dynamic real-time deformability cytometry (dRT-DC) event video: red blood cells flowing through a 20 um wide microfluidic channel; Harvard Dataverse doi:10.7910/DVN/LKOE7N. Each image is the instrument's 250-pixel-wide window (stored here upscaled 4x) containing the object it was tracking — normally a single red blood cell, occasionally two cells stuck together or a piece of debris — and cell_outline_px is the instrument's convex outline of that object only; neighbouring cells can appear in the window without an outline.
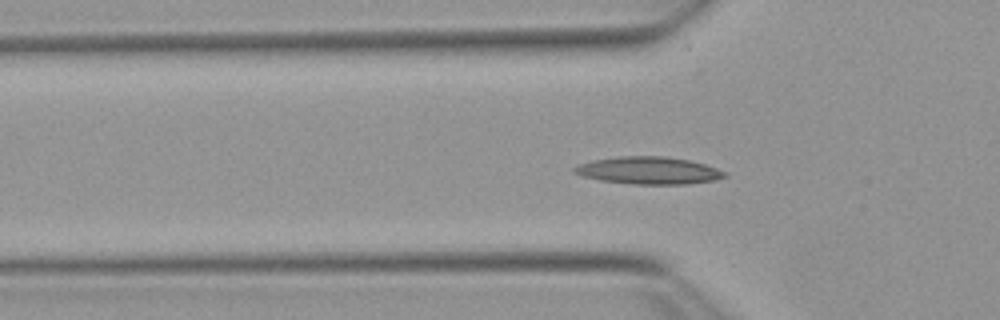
{"species": "Egyptian fruit bat (a non-hibernating species)", "species_latin": "Rousettus aegyptiacus", "temperature_condition": "warm", "stored_images_in_passage": 54, "camera_frame_rate_fps": 3000, "um_per_image_px": 0.085, "animal": {"sex": "female"}, "frame": {"image": 1, "passage_image": 17, "time_ms": 5.333, "image_size_px": [1000, 320], "cell_outline_px": [[728, 176], [716, 180], [688, 184], [632, 184], [600, 180], [580, 176], [572, 172], [572, 168], [580, 164], [592, 160], [620, 156], [664, 156], [688, 160], [704, 164], [728, 172]], "centroid_in_image_um": [55.13, 14.5], "position_along_channel_um": 70.7, "area_um2": 24.1}}
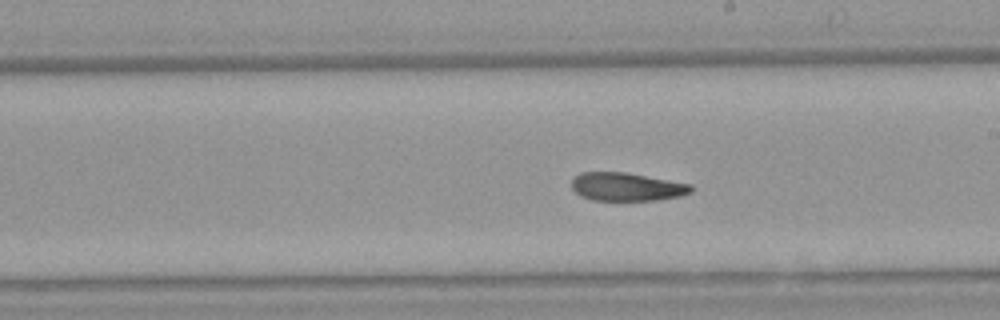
{"frame": {"image": 2, "passage_image": 30, "time_ms": 9.667, "image_size_px": [1000, 320], "cell_outline_px": [[692, 192], [680, 196], [656, 200], [592, 200], [580, 196], [572, 188], [572, 180], [580, 172], [624, 172], [692, 184]], "centroid_in_image_um": [53.27, 15.88], "position_along_channel_um": 235.7, "area_um2": 19.59}}
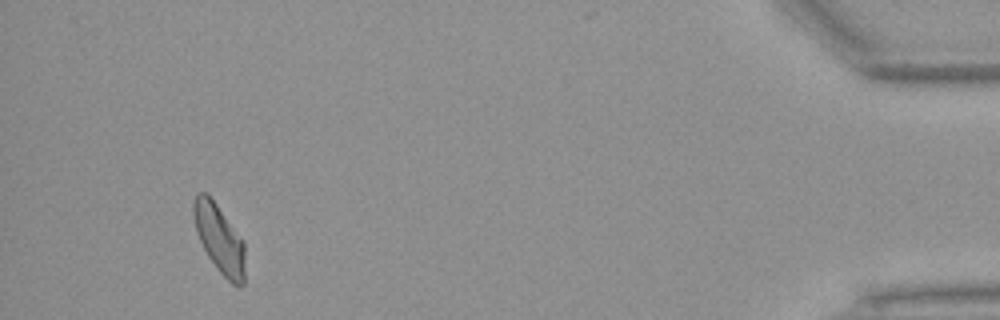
{"frame": {"image": 3, "passage_image": 50, "time_ms": 16.333, "image_size_px": [1000, 320], "cell_outline_px": [[244, 284], [240, 288], [232, 284], [216, 268], [208, 256], [196, 232], [192, 212], [192, 204], [196, 196], [200, 192], [208, 192], [244, 240]], "centroid_in_image_um": [18.65, 20.28], "position_along_channel_um": 416.6, "area_um2": 20.75}, "authors_computed_cell_mechanics": {"area_um2": 20.6346, "velocity_mm_per_s": 3.8075, "shape_relaxation_time_tau1_ms": 9.8808, "shape_relaxation_time_tau2_ms": 4.1619, "deformation_change_tau1": 0.2054, "deformation_change_tau2": 0.1164}}